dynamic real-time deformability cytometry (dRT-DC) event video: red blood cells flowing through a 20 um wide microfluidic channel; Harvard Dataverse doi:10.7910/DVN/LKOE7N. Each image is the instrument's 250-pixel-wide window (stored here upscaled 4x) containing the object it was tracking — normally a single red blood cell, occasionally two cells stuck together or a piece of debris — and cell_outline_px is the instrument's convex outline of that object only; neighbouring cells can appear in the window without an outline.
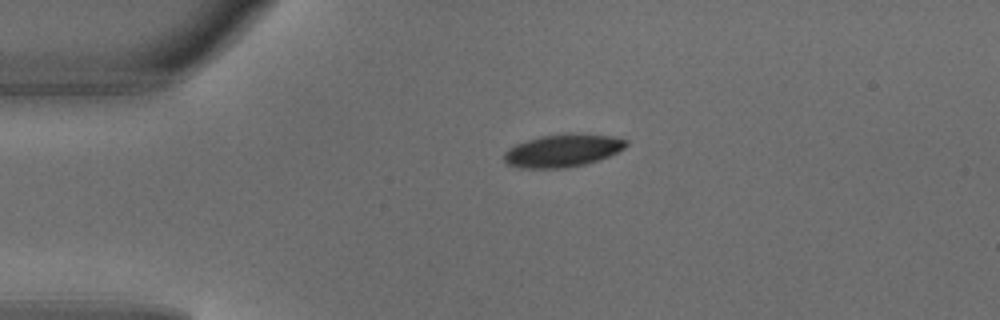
{"species": "common noctule bat (a hibernating species)", "species_latin": "Nyctalus noctula", "temperature_condition": "warm", "stored_images_in_passage": 4, "camera_frame_rate_fps": 3000, "um_per_image_px": 0.085, "animal": {"sex": "male", "body_mass_g": 18.8}, "frame": {"image": 1, "passage_image": 4, "time_ms": 1.0, "image_size_px": [1000, 320], "cell_outline_px": [[628, 144], [624, 148], [608, 156], [584, 164], [564, 168], [520, 168], [508, 164], [504, 160], [504, 152], [508, 148], [516, 144], [540, 136], [564, 132], [580, 132], [612, 136], [628, 140]], "centroid_in_image_um": [47.83, 12.77], "position_along_channel_um": 37.2, "area_um2": 23.52}}